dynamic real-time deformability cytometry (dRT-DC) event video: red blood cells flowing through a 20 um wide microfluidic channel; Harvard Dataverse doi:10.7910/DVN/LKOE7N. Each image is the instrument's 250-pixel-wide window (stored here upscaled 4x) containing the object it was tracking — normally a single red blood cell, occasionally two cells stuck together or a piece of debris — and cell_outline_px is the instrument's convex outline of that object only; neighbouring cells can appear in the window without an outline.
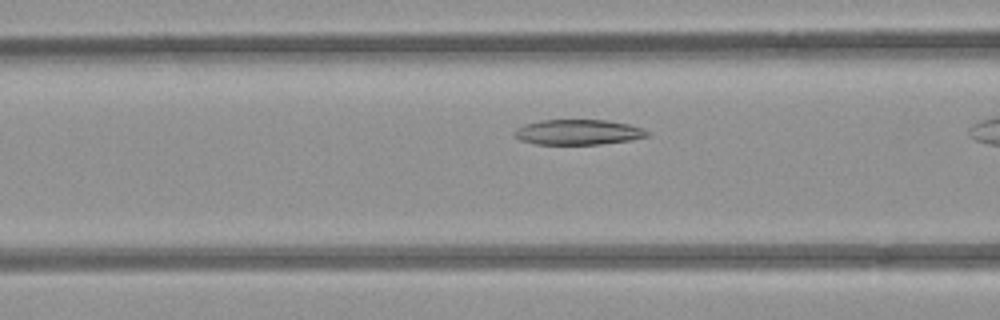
{"species": "common noctule bat (a hibernating species)", "species_latin": "Nyctalus noctula", "temperature_condition": "room temperature", "stored_images_in_passage": 14, "camera_frame_rate_fps": 3000, "um_per_image_px": 0.085, "animal": {"sex": "female", "body_mass_g": 21.9}, "frame": {"image": 1, "passage_image": 10, "time_ms": 3.0, "image_size_px": [1000, 320], "cell_outline_px": [[648, 136], [632, 140], [600, 144], [536, 144], [520, 140], [512, 136], [512, 132], [516, 128], [524, 124], [540, 120], [608, 120], [628, 124], [640, 128], [648, 132]], "centroid_in_image_um": [49.07, 11.23], "position_along_channel_um": 117.5, "area_um2": 19.59}}